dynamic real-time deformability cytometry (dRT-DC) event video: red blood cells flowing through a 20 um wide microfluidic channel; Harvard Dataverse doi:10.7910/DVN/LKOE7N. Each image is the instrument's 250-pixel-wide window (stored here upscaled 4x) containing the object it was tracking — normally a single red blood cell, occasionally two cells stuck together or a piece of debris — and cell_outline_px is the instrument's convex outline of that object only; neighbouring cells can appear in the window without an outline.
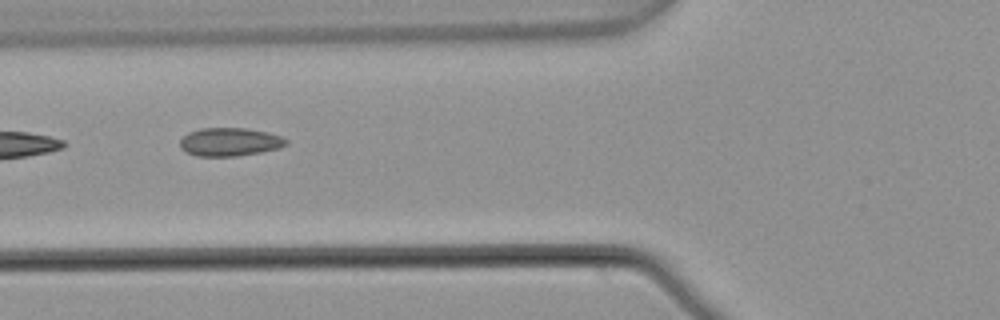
{"species": "common noctule bat (a hibernating species)", "species_latin": "Nyctalus noctula", "temperature_condition": "warm", "stored_images_in_passage": 8, "camera_frame_rate_fps": 3000, "um_per_image_px": 0.085, "animal": {"sex": "male", "body_mass_g": 21.5, "forearm_length_mm": 52.0}, "frame": {"image": 1, "passage_image": 6, "time_ms": 1.667, "image_size_px": [1000, 320], "cell_outline_px": [[288, 144], [280, 148], [260, 152], [236, 156], [196, 156], [180, 148], [180, 140], [188, 132], [200, 128], [248, 128], [268, 132], [280, 136], [288, 140]], "centroid_in_image_um": [19.54, 12.06], "position_along_channel_um": 106.3, "area_um2": 17.57}}
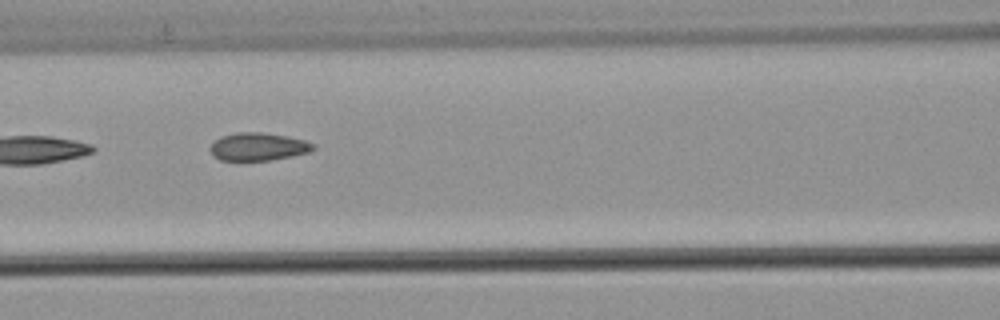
{"frame": {"image": 2, "passage_image": 7, "time_ms": 2.0, "image_size_px": [1000, 320], "cell_outline_px": [[316, 148], [308, 152], [292, 156], [268, 160], [220, 160], [212, 156], [208, 148], [220, 136], [236, 132], [260, 132], [288, 136], [304, 140], [316, 144]], "centroid_in_image_um": [21.93, 12.46], "position_along_channel_um": 144.7, "area_um2": 16.82}}